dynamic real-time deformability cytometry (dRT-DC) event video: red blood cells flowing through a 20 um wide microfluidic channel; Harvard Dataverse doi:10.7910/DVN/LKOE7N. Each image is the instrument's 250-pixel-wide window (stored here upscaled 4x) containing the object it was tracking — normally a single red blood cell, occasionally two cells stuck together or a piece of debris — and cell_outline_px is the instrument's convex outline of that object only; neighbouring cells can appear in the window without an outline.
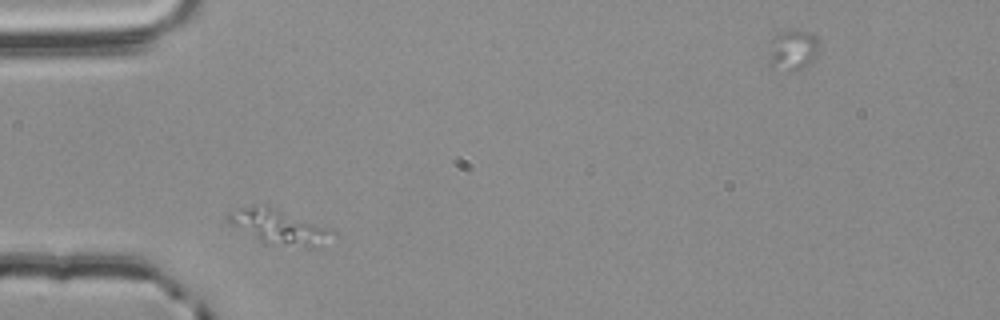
{"species": "common noctule bat (a hibernating species)", "species_latin": "Nyctalus noctula", "temperature_condition": "room temperature", "stored_images_in_passage": 32, "camera_frame_rate_fps": 3000, "um_per_image_px": 0.085, "animal": {"sex": "male", "body_mass_g": 20.4}, "frame": {"image": 1, "passage_image": 4, "time_ms": 1.0, "image_size_px": [1000, 320], "cell_outline_px": [[336, 232], [312, 248], [308, 248], [264, 244], [232, 224], [228, 220], [228, 212], [240, 208], [264, 204], [268, 204], [332, 228]], "centroid_in_image_um": [23.72, 19.27], "position_along_channel_um": 61.3, "area_um2": 21.15}}
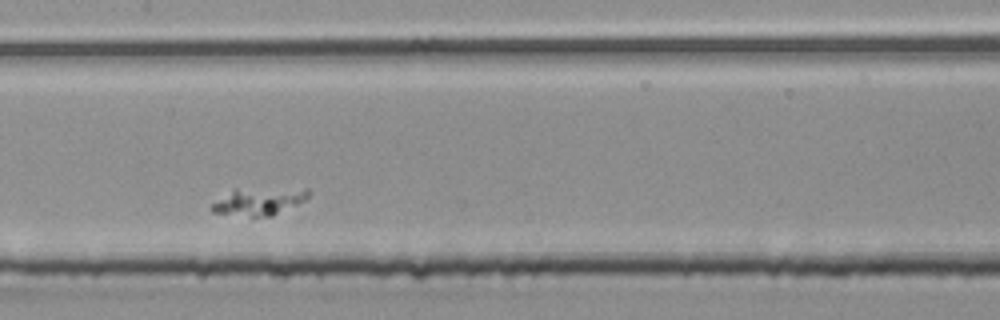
{"frame": {"image": 2, "passage_image": 15, "time_ms": 4.667, "image_size_px": [1000, 320], "cell_outline_px": [[312, 192], [304, 200], [272, 216], [252, 216], [212, 212], [208, 208], [212, 204], [232, 188], [308, 188]], "centroid_in_image_um": [22.0, 17.08], "position_along_channel_um": 185.4, "area_um2": 15.55}}
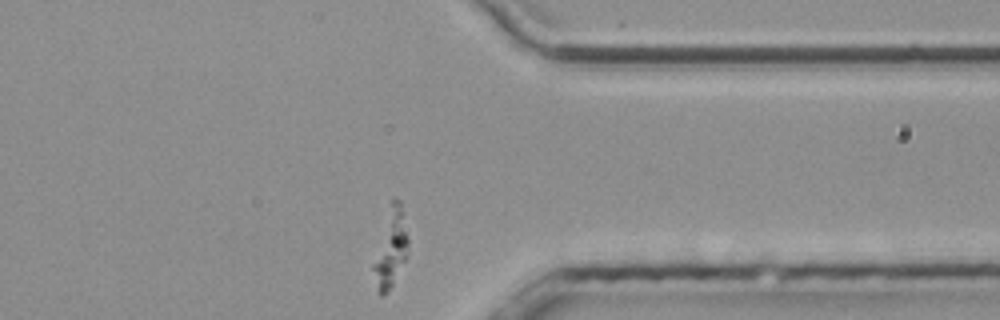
{"frame": {"image": 3, "passage_image": 32, "time_ms": 10.333, "image_size_px": [1000, 320], "cell_outline_px": [[408, 248], [404, 260], [388, 292], [384, 296], [380, 296], [376, 292], [372, 268], [372, 264], [392, 196], [400, 200], [404, 212], [408, 236]], "centroid_in_image_um": [33.19, 21.09], "position_along_channel_um": 378.2, "area_um2": 15.78}}